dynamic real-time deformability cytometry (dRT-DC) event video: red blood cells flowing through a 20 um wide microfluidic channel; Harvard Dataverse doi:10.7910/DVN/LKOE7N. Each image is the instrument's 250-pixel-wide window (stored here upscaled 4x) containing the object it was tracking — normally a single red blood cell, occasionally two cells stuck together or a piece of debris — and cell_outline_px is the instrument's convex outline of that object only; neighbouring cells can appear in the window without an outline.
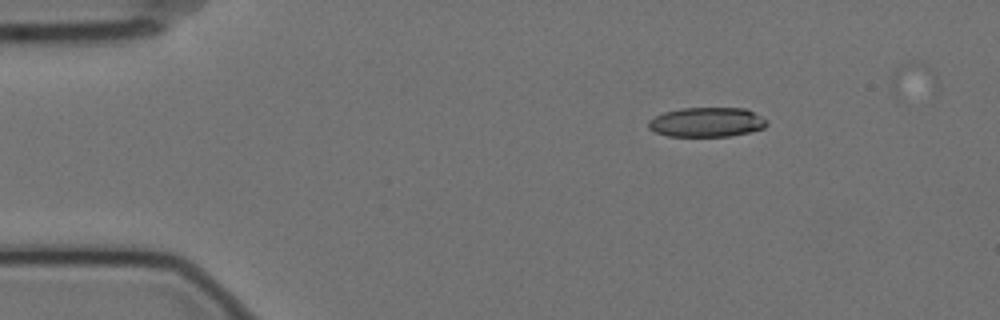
{"species": "Egyptian fruit bat (a non-hibernating species)", "species_latin": "Rousettus aegyptiacus", "temperature_condition": "cold", "stored_images_in_passage": 4, "camera_frame_rate_fps": 3000, "um_per_image_px": 0.085, "animal": {"sex": "female"}, "frame": {"image": 1, "passage_image": 1, "time_ms": 0.0, "image_size_px": [1000, 320], "cell_outline_px": [[768, 124], [764, 128], [748, 132], [728, 136], [668, 136], [656, 132], [648, 128], [648, 120], [664, 112], [680, 108], [744, 108], [768, 120]], "centroid_in_image_um": [60.06, 10.38], "position_along_channel_um": 24.9, "area_um2": 20.29}}
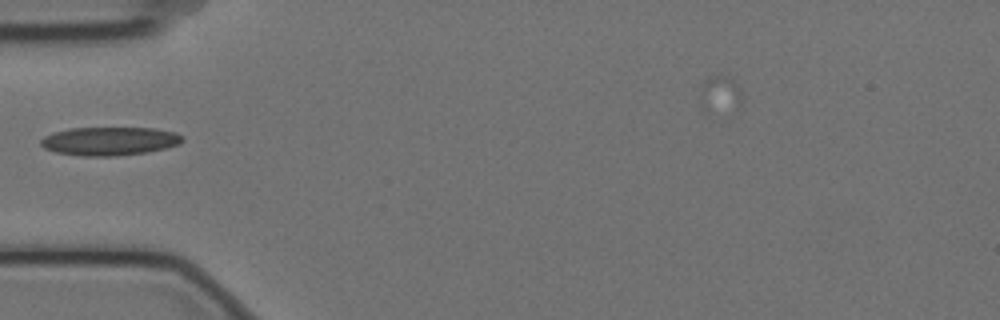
{"frame": {"image": 2, "passage_image": 4, "time_ms": 1.0, "image_size_px": [1000, 320], "cell_outline_px": [[184, 140], [180, 144], [148, 152], [116, 156], [80, 156], [56, 152], [44, 148], [40, 144], [40, 140], [44, 136], [68, 128], [152, 128], [176, 132]], "centroid_in_image_um": [9.3, 12.0], "position_along_channel_um": 75.7, "area_um2": 23.47}}